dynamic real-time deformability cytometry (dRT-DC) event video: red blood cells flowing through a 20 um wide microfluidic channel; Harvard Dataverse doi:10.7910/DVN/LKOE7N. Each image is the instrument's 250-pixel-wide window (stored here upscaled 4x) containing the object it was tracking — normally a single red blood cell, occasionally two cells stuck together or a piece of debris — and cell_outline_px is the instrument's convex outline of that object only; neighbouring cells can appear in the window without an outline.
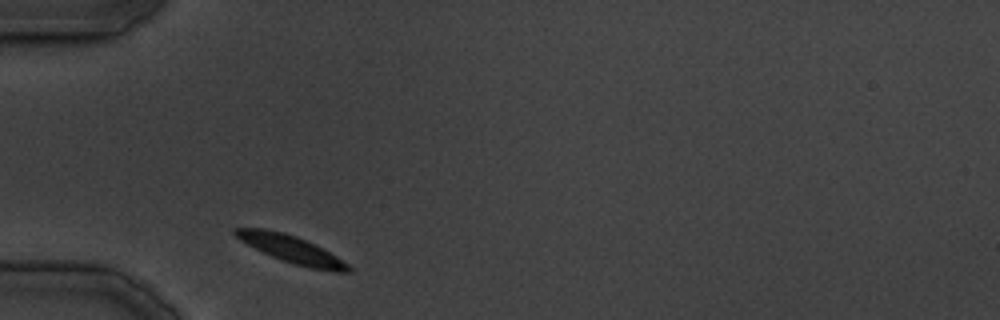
{"species": "common noctule bat (a hibernating species)", "species_latin": "Nyctalus noctula", "temperature_condition": "cold", "stored_images_in_passage": 21, "camera_frame_rate_fps": 3000, "um_per_image_px": 0.085, "animal": {"sex": "male", "body_mass_g": 19.5, "forearm_length_mm": 54.6}, "frame": {"image": 1, "passage_image": 1, "time_ms": 0.0, "image_size_px": [1000, 320], "cell_outline_px": [[352, 268], [348, 272], [336, 272], [308, 268], [292, 264], [272, 256], [240, 240], [232, 232], [236, 228], [264, 228], [284, 232], [296, 236], [336, 256], [348, 264]], "centroid_in_image_um": [24.76, 21.19], "position_along_channel_um": 60.2, "area_um2": 17.69}}